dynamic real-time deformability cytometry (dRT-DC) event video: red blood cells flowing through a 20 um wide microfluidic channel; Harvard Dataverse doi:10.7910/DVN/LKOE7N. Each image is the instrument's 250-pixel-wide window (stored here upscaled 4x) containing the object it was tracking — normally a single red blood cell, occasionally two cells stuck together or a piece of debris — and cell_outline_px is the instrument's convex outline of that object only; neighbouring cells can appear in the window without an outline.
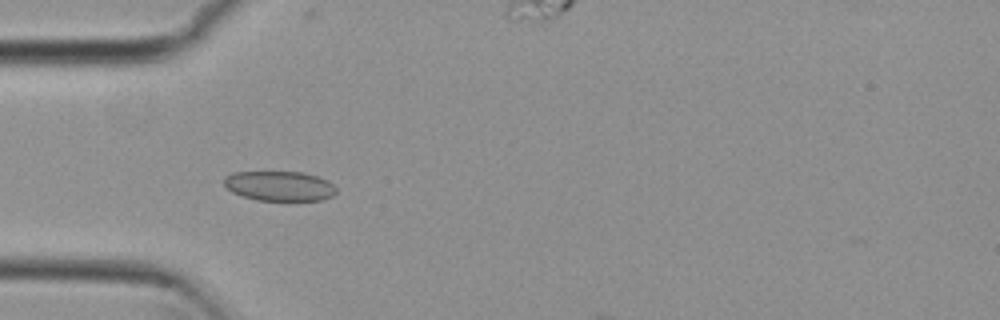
{"species": "common noctule bat (a hibernating species)", "species_latin": "Nyctalus noctula", "temperature_condition": "cold", "stored_images_in_passage": 8, "camera_frame_rate_fps": 3000, "um_per_image_px": 0.085, "animal": {"sex": "female", "body_mass_g": 29.2, "forearm_length_mm": 56.3}, "frame": {"image": 1, "passage_image": 4, "time_ms": 1.0, "image_size_px": [1000, 320], "cell_outline_px": [[336, 192], [332, 196], [324, 200], [256, 200], [232, 192], [224, 184], [224, 176], [232, 172], [304, 172], [328, 180], [336, 188]], "centroid_in_image_um": [23.76, 15.8], "position_along_channel_um": 61.2, "area_um2": 19.48}}
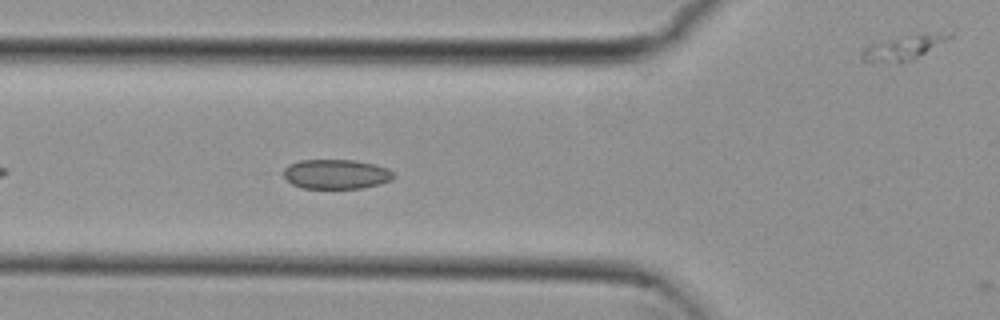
{"frame": {"image": 2, "passage_image": 7, "time_ms": 2.0, "image_size_px": [1000, 320], "cell_outline_px": [[396, 176], [392, 180], [380, 184], [360, 188], [304, 188], [292, 184], [284, 176], [284, 168], [288, 164], [300, 160], [356, 160], [376, 164], [388, 168], [396, 172]], "centroid_in_image_um": [28.63, 14.79], "position_along_channel_um": 97.2, "area_um2": 19.19}}